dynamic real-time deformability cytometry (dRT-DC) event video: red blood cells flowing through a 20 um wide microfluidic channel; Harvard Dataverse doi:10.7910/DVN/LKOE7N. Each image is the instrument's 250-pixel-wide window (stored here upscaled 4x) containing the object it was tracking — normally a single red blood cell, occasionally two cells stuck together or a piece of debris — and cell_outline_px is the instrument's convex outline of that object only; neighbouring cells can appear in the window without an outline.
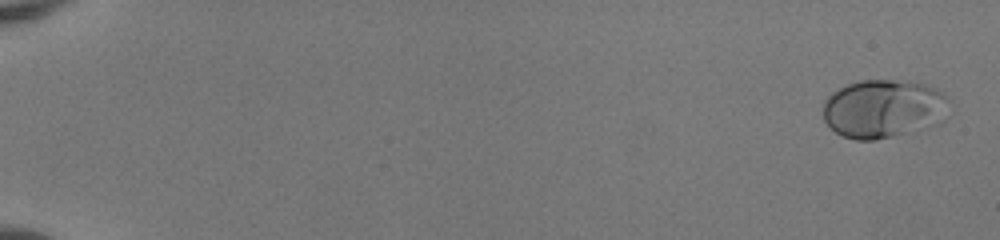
{"species": "human", "species_latin": "Homo sapiens", "temperature_condition": "room temperature", "stored_images_in_passage": 52, "camera_frame_rate_fps": 3000, "um_per_image_px": 0.085, "donor": {"sex": "female"}, "frame": {"image": 1, "passage_image": 2, "time_ms": 0.333, "image_size_px": [1000, 240], "cell_outline_px": [[948, 100], [940, 124], [928, 128], [876, 140], [856, 140], [844, 136], [836, 132], [824, 120], [824, 100], [832, 92], [844, 84], [860, 80], [892, 80], [924, 84], [948, 96]], "centroid_in_image_um": [75.06, 9.25], "position_along_channel_um": 9.9, "area_um2": 42.89}}
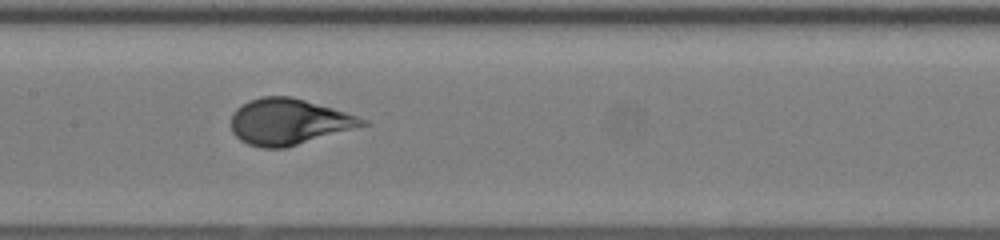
{"frame": {"image": 2, "passage_image": 29, "time_ms": 9.333, "image_size_px": [1000, 240], "cell_outline_px": [[372, 124], [284, 148], [260, 148], [248, 144], [240, 140], [232, 132], [232, 112], [236, 108], [260, 96], [292, 96], [332, 108], [368, 120]], "centroid_in_image_um": [24.55, 10.35], "position_along_channel_um": 182.8, "area_um2": 35.14}}
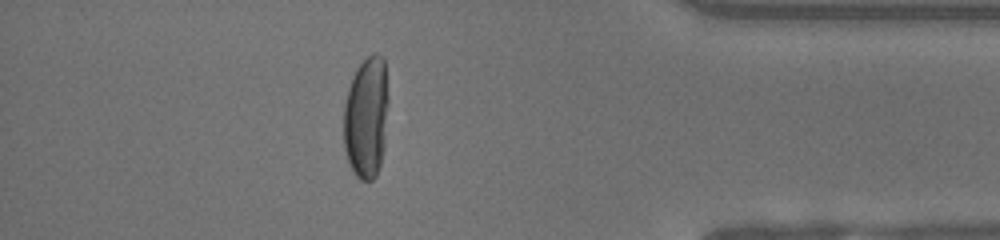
{"frame": {"image": 3, "passage_image": 47, "time_ms": 15.333, "image_size_px": [1000, 240], "cell_outline_px": [[388, 104], [384, 148], [380, 164], [376, 176], [372, 180], [360, 180], [356, 176], [348, 160], [344, 148], [344, 104], [348, 88], [356, 68], [372, 52], [376, 52], [384, 56], [388, 100]], "centroid_in_image_um": [31.15, 9.95], "position_along_channel_um": 404.1, "area_um2": 32.02}, "authors_computed_cell_mechanics": {"area_um2": 35.7204, "velocity_mm_per_s": 4.0911, "shape_relaxation_time_tau1_ms": 4.75, "shape_relaxation_time_tau2_ms": null, "deformation_change_tau1": 0.2043, "deformation_change_tau2": null}}